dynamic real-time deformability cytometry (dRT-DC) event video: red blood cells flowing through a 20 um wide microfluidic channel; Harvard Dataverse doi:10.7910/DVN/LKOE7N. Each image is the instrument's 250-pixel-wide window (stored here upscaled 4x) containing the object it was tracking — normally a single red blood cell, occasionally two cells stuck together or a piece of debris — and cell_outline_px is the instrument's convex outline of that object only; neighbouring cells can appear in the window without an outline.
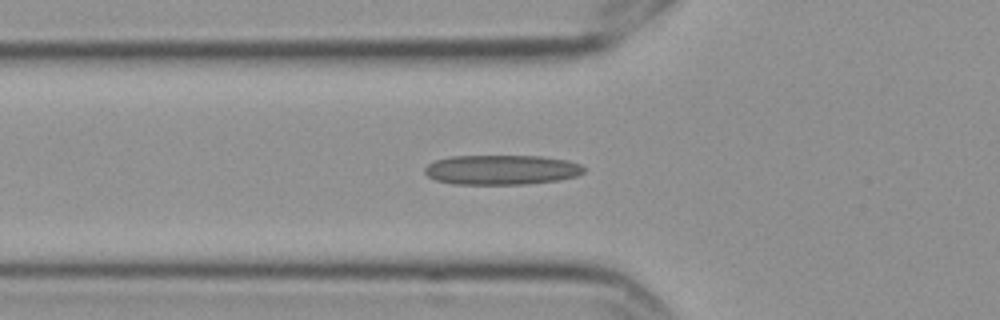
{"species": "Egyptian fruit bat (a non-hibernating species)", "species_latin": "Rousettus aegyptiacus", "temperature_condition": "cold", "stored_images_in_passage": 3, "camera_frame_rate_fps": 3000, "um_per_image_px": 0.085, "frame": {"image": 1, "passage_image": 3, "time_ms": 0.667, "image_size_px": [1000, 320], "cell_outline_px": [[584, 172], [576, 176], [560, 180], [524, 184], [452, 184], [436, 180], [428, 176], [424, 172], [424, 168], [428, 164], [436, 160], [448, 156], [540, 156], [568, 160], [580, 164], [584, 168]], "centroid_in_image_um": [42.62, 14.43], "position_along_channel_um": 83.2, "area_um2": 27.69}}